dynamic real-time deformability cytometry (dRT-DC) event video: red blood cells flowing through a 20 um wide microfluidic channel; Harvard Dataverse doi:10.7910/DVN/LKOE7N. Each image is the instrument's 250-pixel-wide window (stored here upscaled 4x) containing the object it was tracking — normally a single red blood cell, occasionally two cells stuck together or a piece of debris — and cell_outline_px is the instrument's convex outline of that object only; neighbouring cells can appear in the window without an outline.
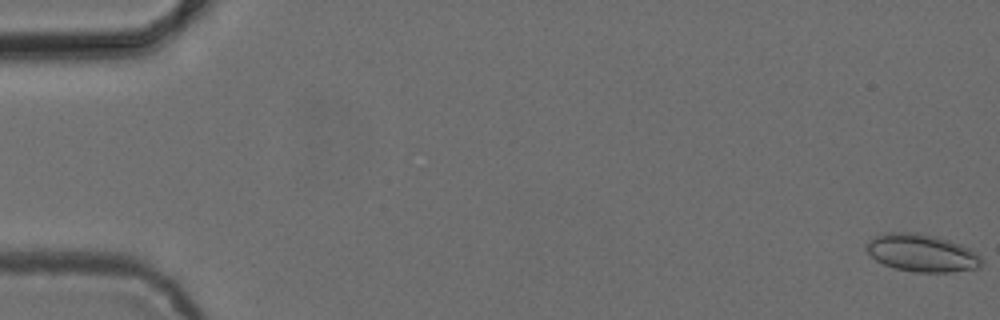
{"species": "common noctule bat (a hibernating species)", "species_latin": "Nyctalus noctula", "temperature_condition": "cold", "stored_images_in_passage": 54, "camera_frame_rate_fps": 3000, "um_per_image_px": 0.085, "animal": {"sex": "female", "body_mass_g": 24.6, "forearm_length_mm": 56.2}, "frame": {"image": 1, "passage_image": 1, "time_ms": 0.0, "image_size_px": [1000, 320], "cell_outline_px": [[984, 264], [980, 268], [952, 272], [916, 272], [896, 268], [884, 264], [876, 260], [864, 248], [876, 236], [884, 232], [916, 232], [936, 236], [960, 244], [976, 252], [984, 260]], "centroid_in_image_um": [78.41, 21.5], "position_along_channel_um": 6.6, "area_um2": 25.26}}
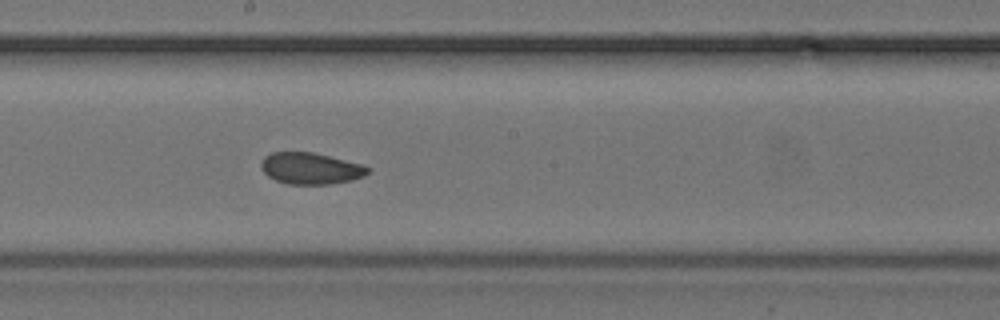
{"frame": {"image": 2, "passage_image": 30, "time_ms": 9.667, "image_size_px": [1000, 320], "cell_outline_px": [[372, 168], [364, 176], [352, 180], [328, 184], [288, 184], [276, 180], [268, 176], [260, 168], [260, 164], [264, 156], [272, 152], [312, 152], [364, 164]], "centroid_in_image_um": [26.41, 14.31], "position_along_channel_um": 221.8, "area_um2": 19.71}}
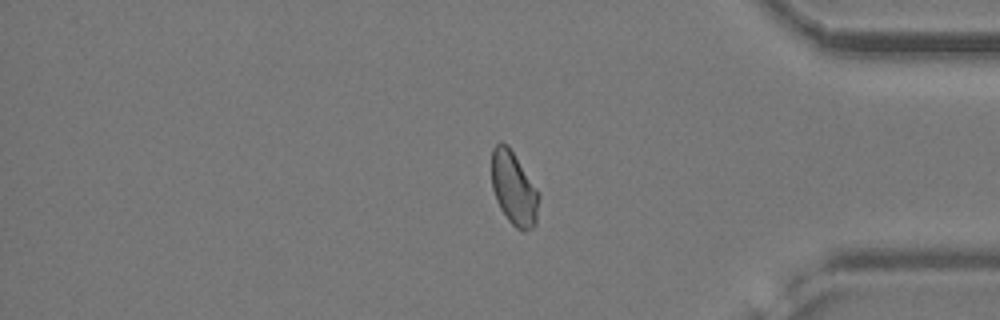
{"frame": {"image": 3, "passage_image": 45, "time_ms": 14.667, "image_size_px": [1000, 320], "cell_outline_px": [[540, 196], [536, 224], [532, 228], [524, 232], [516, 228], [508, 220], [500, 208], [496, 200], [492, 188], [492, 148], [500, 140], [508, 144], [536, 188]], "centroid_in_image_um": [43.67, 16.02], "position_along_channel_um": 391.5, "area_um2": 20.35}, "authors_computed_cell_mechanics": {"area_um2": 20.5479, "velocity_mm_per_s": 3.8562, "shape_relaxation_time_tau1_ms": null, "shape_relaxation_time_tau2_ms": 1.124, "deformation_change_tau1": null, "deformation_change_tau2": 0.0431}}